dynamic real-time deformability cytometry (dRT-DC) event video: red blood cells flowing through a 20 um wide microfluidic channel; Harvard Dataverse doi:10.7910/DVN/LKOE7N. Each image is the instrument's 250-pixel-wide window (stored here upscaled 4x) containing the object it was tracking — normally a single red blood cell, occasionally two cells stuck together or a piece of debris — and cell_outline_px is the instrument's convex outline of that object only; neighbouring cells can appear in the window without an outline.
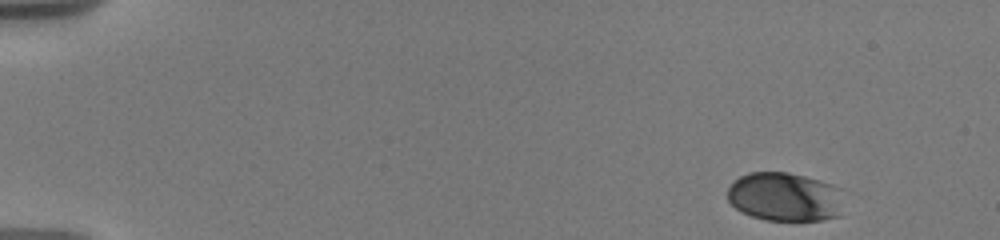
{"species": "human", "species_latin": "Homo sapiens", "temperature_condition": "warm", "stored_images_in_passage": 6, "camera_frame_rate_fps": 3000, "um_per_image_px": 0.085, "donor": {"sex": "male"}, "frame": {"image": 1, "passage_image": 1, "time_ms": 0.0, "image_size_px": [1000, 240], "cell_outline_px": [[844, 188], [840, 216], [820, 220], [764, 220], [740, 212], [728, 200], [728, 188], [740, 176], [748, 172], [788, 172], [820, 180]], "centroid_in_image_um": [66.76, 16.73], "position_along_channel_um": 18.2, "area_um2": 33.52}}
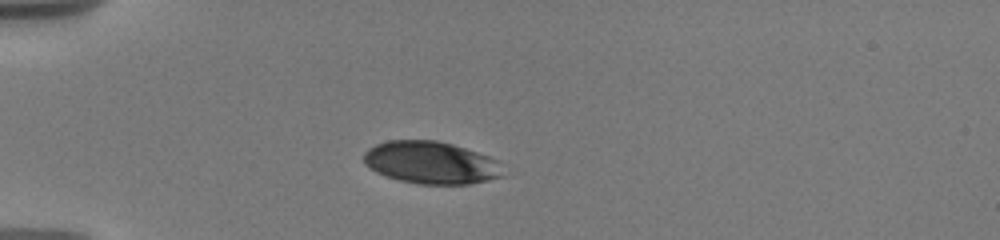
{"frame": {"image": 2, "passage_image": 5, "time_ms": 3.667, "image_size_px": [1000, 240], "cell_outline_px": [[504, 176], [488, 180], [468, 184], [420, 184], [400, 180], [384, 176], [368, 168], [364, 164], [364, 152], [368, 148], [376, 144], [388, 140], [436, 140], [452, 144], [500, 160]], "centroid_in_image_um": [36.63, 13.82], "position_along_channel_um": 48.4, "area_um2": 34.62}}